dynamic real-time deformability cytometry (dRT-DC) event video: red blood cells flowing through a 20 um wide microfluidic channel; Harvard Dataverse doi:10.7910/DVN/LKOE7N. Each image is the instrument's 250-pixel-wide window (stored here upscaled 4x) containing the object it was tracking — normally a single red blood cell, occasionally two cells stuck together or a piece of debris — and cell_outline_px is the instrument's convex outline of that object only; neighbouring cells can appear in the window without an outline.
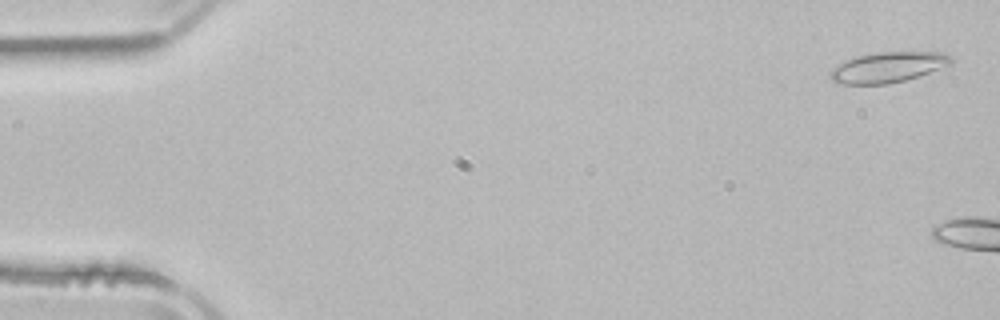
{"species": "common noctule bat (a hibernating species)", "species_latin": "Nyctalus noctula", "temperature_condition": "room temperature", "stored_images_in_passage": 9, "camera_frame_rate_fps": 3000, "um_per_image_px": 0.085, "animal": {"sex": "male", "body_mass_g": 21.5, "forearm_length_mm": 52.0}, "frame": {"image": 1, "passage_image": 2, "time_ms": 0.333, "image_size_px": [1000, 320], "cell_outline_px": [[952, 64], [904, 80], [888, 84], [836, 84], [828, 76], [832, 68], [836, 64], [844, 60], [856, 56], [876, 52], [944, 52], [952, 56]], "centroid_in_image_um": [75.41, 5.71], "position_along_channel_um": 9.6, "area_um2": 21.56}}